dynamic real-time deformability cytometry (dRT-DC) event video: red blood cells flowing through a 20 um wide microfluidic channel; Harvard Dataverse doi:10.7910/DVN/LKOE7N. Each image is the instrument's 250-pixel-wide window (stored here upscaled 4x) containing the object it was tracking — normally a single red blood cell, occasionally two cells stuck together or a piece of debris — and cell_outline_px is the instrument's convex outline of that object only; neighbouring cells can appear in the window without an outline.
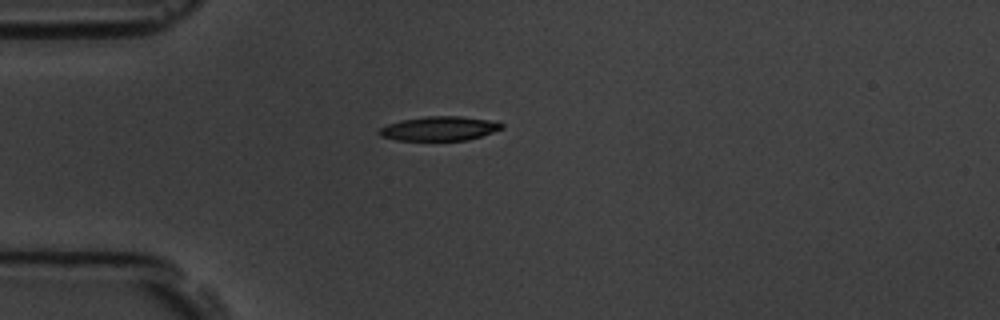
{"species": "common noctule bat (a hibernating species)", "species_latin": "Nyctalus noctula", "temperature_condition": "room temperature", "stored_images_in_passage": 1, "camera_frame_rate_fps": 3000, "um_per_image_px": 0.085, "animal": {"sex": "male", "body_mass_g": 19.5, "forearm_length_mm": 54.6}, "frame": {"image": 1, "passage_image": 1, "time_ms": 0.0, "image_size_px": [1000, 320], "cell_outline_px": [[504, 128], [468, 140], [396, 140], [380, 136], [376, 132], [380, 128], [388, 124], [400, 120], [424, 116], [460, 116], [488, 120], [504, 124]], "centroid_in_image_um": [37.3, 10.92], "position_along_channel_um": 47.7, "area_um2": 17.28}}